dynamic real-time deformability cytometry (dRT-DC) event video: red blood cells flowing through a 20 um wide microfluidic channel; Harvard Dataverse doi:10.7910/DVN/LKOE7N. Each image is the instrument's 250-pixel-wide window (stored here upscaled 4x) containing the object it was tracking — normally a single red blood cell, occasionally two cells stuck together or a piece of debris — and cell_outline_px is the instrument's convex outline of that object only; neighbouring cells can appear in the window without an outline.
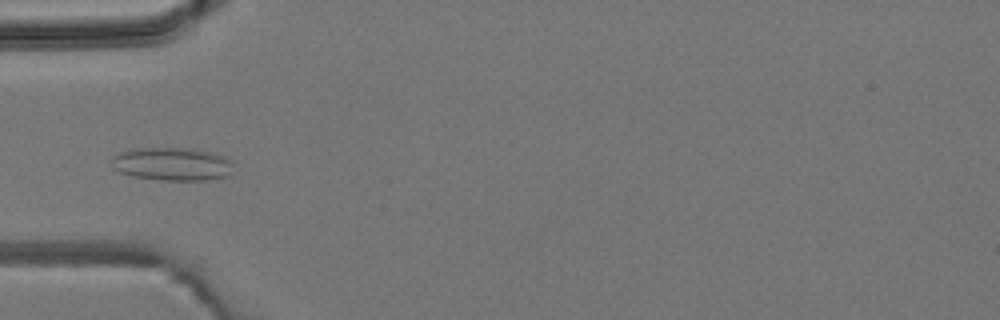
{"species": "common noctule bat (a hibernating species)", "species_latin": "Nyctalus noctula", "temperature_condition": "room temperature", "stored_images_in_passage": 3, "camera_frame_rate_fps": 3000, "um_per_image_px": 0.085, "animal": {"sex": "male", "body_mass_g": 19.2, "forearm_length_mm": 51.8}, "frame": {"image": 1, "passage_image": 3, "time_ms": 3.0, "image_size_px": [1000, 320], "cell_outline_px": [[232, 176], [208, 180], [160, 180], [132, 176], [120, 172], [112, 168], [112, 156], [120, 152], [136, 148], [188, 148], [208, 152], [224, 156], [232, 160]], "centroid_in_image_um": [14.65, 13.95], "position_along_channel_um": 70.3, "area_um2": 23.76}}